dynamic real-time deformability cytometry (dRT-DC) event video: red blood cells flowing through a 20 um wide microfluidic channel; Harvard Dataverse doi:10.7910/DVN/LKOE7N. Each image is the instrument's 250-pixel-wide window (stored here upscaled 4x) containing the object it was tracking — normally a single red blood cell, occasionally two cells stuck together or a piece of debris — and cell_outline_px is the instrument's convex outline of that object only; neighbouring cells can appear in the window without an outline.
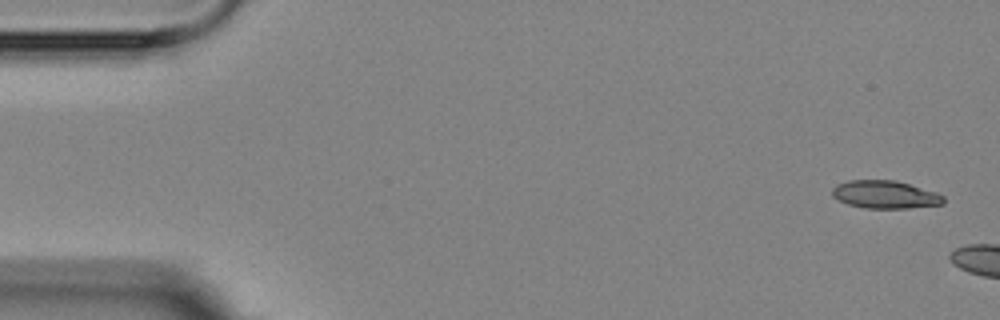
{"species": "Egyptian fruit bat (a non-hibernating species)", "species_latin": "Rousettus aegyptiacus", "temperature_condition": "room temperature", "stored_images_in_passage": 11, "camera_frame_rate_fps": 3000, "um_per_image_px": 0.085, "animal": {"sex": "female"}, "frame": {"image": 1, "passage_image": 1, "time_ms": 0.0, "image_size_px": [1000, 320], "cell_outline_px": [[944, 204], [908, 208], [864, 208], [848, 204], [832, 196], [832, 188], [836, 184], [848, 180], [896, 180], [936, 192], [944, 196]], "centroid_in_image_um": [75.23, 16.53], "position_along_channel_um": 9.8, "area_um2": 18.09}}
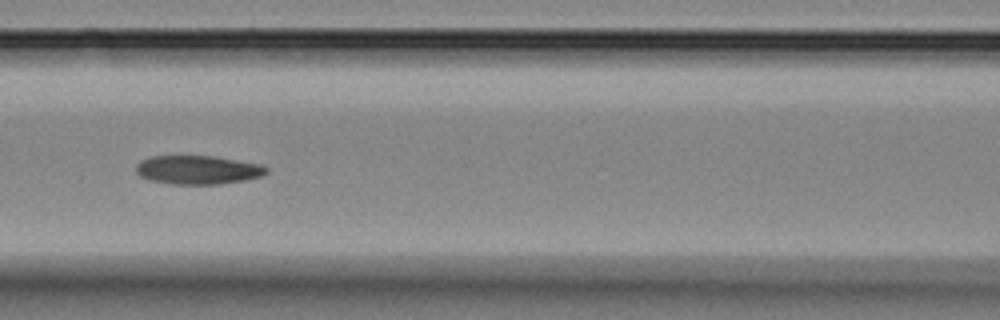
{"frame": {"image": 2, "passage_image": 8, "time_ms": 9.0, "image_size_px": [1000, 320], "cell_outline_px": [[268, 172], [260, 176], [244, 180], [220, 184], [172, 184], [148, 180], [140, 176], [136, 172], [136, 164], [140, 160], [152, 156], [212, 156], [264, 164], [268, 168]], "centroid_in_image_um": [16.81, 14.43], "position_along_channel_um": 149.8, "area_um2": 21.96}}
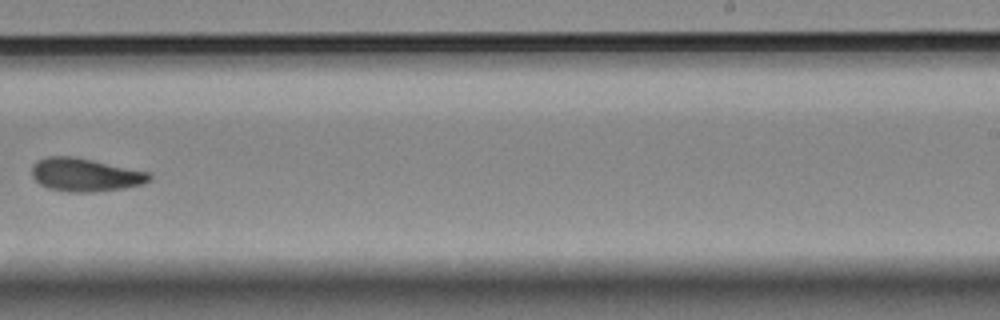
{"frame": {"image": 3, "passage_image": 11, "time_ms": 12.667, "image_size_px": [1000, 320], "cell_outline_px": [[152, 180], [144, 184], [124, 188], [92, 192], [68, 192], [48, 188], [40, 184], [32, 176], [32, 164], [36, 160], [48, 156], [72, 156], [152, 172]], "centroid_in_image_um": [7.27, 14.86], "position_along_channel_um": 281.7, "area_um2": 23.0}}